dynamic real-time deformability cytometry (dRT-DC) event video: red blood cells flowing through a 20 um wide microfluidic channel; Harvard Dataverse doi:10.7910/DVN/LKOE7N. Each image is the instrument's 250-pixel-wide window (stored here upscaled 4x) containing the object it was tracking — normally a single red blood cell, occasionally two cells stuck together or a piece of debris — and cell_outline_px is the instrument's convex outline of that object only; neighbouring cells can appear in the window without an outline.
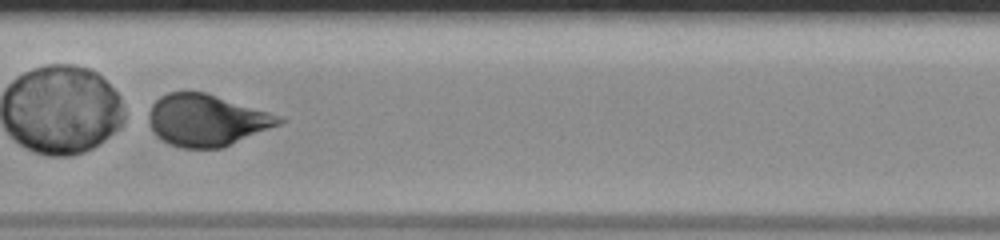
{"species": "human", "species_latin": "Homo sapiens", "temperature_condition": "room temperature", "stored_images_in_passage": 29, "camera_frame_rate_fps": 3000, "um_per_image_px": 0.085, "donor": {"sex": "male"}, "frame": {"image": 1, "passage_image": 27, "time_ms": 8.667, "image_size_px": [1000, 240], "cell_outline_px": [[288, 120], [280, 124], [220, 148], [180, 148], [168, 144], [156, 136], [152, 132], [148, 120], [148, 112], [152, 104], [160, 96], [168, 92], [204, 92], [268, 112]], "centroid_in_image_um": [17.49, 10.22], "position_along_channel_um": 189.9, "area_um2": 38.9}}